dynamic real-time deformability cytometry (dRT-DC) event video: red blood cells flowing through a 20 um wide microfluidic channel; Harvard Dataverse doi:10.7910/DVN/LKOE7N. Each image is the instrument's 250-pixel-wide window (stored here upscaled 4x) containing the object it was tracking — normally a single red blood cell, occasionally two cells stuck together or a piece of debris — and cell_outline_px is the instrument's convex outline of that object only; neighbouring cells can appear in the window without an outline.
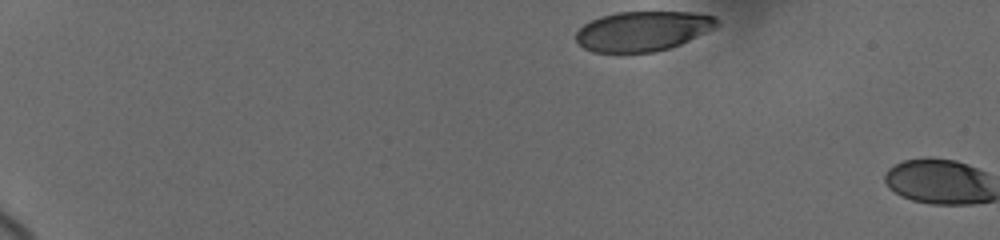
{"species": "human", "species_latin": "Homo sapiens", "temperature_condition": "cold", "stored_images_in_passage": 3, "camera_frame_rate_fps": 3000, "um_per_image_px": 0.085, "donor": {"sex": "female"}, "frame": {"image": 1, "passage_image": 1, "time_ms": 0.0, "image_size_px": [1000, 240], "cell_outline_px": [[720, 24], [716, 28], [680, 44], [668, 48], [652, 52], [592, 52], [584, 48], [576, 40], [576, 32], [584, 24], [600, 16], [616, 12], [692, 12], [716, 16]], "centroid_in_image_um": [54.66, 2.63], "position_along_channel_um": 30.3, "area_um2": 32.71}}